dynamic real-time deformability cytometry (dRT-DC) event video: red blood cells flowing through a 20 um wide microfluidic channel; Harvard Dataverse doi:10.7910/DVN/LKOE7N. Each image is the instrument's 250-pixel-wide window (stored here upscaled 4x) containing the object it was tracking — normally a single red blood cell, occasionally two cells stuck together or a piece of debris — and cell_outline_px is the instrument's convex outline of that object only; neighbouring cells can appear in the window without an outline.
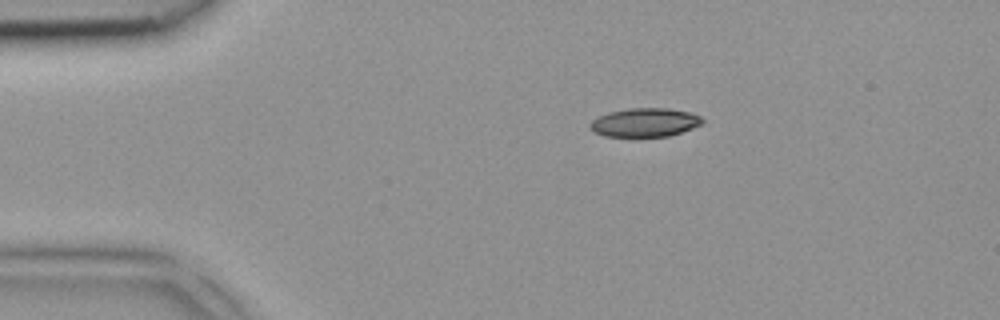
{"species": "common noctule bat (a hibernating species)", "species_latin": "Nyctalus noctula", "temperature_condition": "room temperature", "stored_images_in_passage": 2, "camera_frame_rate_fps": 3000, "um_per_image_px": 0.085, "animal": {"sex": "female", "body_mass_g": 18.4}, "frame": {"image": 1, "passage_image": 1, "time_ms": 0.0, "image_size_px": [1000, 320], "cell_outline_px": [[704, 124], [668, 136], [604, 136], [596, 132], [588, 124], [592, 120], [608, 112], [628, 108], [668, 108], [692, 112], [700, 116], [704, 120]], "centroid_in_image_um": [54.85, 10.39], "position_along_channel_um": 30.1, "area_um2": 18.73}}